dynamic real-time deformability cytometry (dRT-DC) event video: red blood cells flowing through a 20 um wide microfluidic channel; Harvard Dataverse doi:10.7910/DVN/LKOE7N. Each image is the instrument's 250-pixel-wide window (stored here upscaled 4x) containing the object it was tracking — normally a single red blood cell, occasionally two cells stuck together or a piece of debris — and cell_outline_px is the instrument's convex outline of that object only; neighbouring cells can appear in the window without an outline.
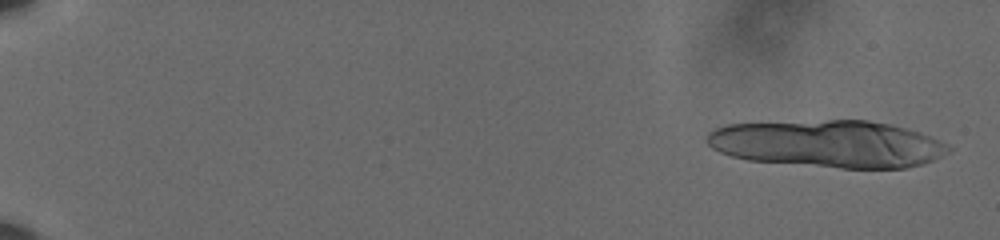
{"species": "human", "species_latin": "Homo sapiens", "temperature_condition": "cold", "stored_images_in_passage": 13, "camera_frame_rate_fps": 3000, "um_per_image_px": 0.085, "donor": {"sex": "male"}, "frame": {"image": 1, "passage_image": 2, "time_ms": 0.333, "image_size_px": [1000, 240], "cell_outline_px": [[952, 148], [948, 152], [932, 160], [920, 164], [904, 168], [840, 168], [748, 160], [732, 156], [720, 152], [712, 148], [708, 144], [708, 132], [716, 128], [728, 124], [828, 120], [868, 120], [892, 124], [920, 132]], "centroid_in_image_um": [70.36, 12.22], "position_along_channel_um": 14.6, "area_um2": 66.12}}